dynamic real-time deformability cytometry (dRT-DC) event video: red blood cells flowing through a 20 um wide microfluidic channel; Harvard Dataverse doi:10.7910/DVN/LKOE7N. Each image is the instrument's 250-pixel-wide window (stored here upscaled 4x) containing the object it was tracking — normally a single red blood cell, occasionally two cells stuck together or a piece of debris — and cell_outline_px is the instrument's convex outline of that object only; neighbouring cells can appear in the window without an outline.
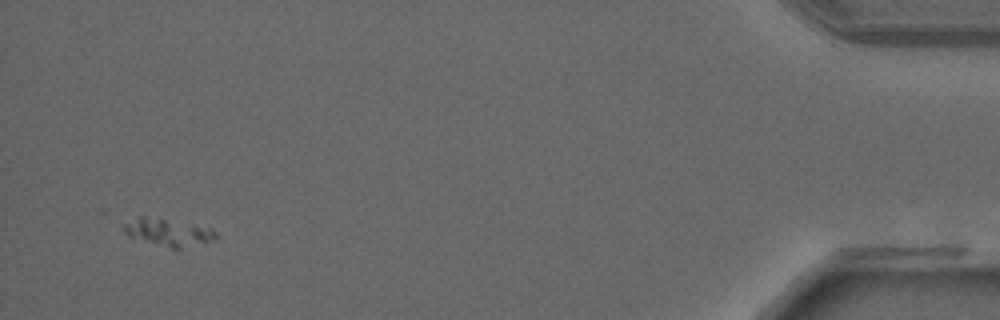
{"species": "common noctule bat (a hibernating species)", "species_latin": "Nyctalus noctula", "temperature_condition": "warm", "stored_images_in_passage": 33, "camera_frame_rate_fps": 3000, "um_per_image_px": 0.085, "animal": {"sex": "male", "forearm_length_mm": 52.5}, "frame": {"image": 1, "passage_image": 31, "time_ms": 10.0, "image_size_px": [1000, 320], "cell_outline_px": [[216, 240], [180, 248], [172, 248], [128, 236], [124, 232], [124, 224], [140, 216], [144, 216], [212, 228], [216, 232]], "centroid_in_image_um": [14.32, 19.75], "position_along_channel_um": 420.9, "area_um2": 14.1}}